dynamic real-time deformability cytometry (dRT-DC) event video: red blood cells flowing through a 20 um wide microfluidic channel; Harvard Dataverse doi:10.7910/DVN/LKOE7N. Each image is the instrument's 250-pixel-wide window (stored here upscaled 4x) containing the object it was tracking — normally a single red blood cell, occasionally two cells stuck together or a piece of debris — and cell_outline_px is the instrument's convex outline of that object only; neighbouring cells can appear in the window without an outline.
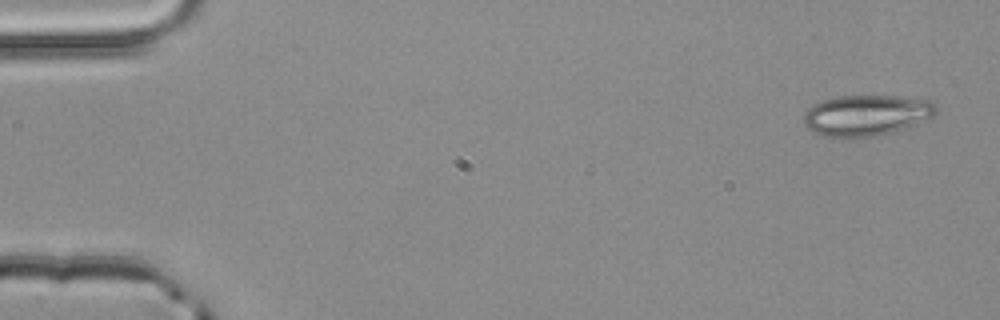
{"species": "common noctule bat (a hibernating species)", "species_latin": "Nyctalus noctula", "temperature_condition": "room temperature", "stored_images_in_passage": 3, "camera_frame_rate_fps": 3000, "um_per_image_px": 0.085, "animal": {"sex": "male", "body_mass_g": 20.4}, "frame": {"image": 1, "passage_image": 1, "time_ms": 0.0, "image_size_px": [1000, 320], "cell_outline_px": [[940, 112], [936, 116], [916, 124], [904, 128], [876, 136], [824, 136], [808, 128], [804, 124], [804, 112], [808, 108], [820, 100], [840, 96], [896, 96], [932, 100], [936, 104]], "centroid_in_image_um": [73.71, 9.77], "position_along_channel_um": 11.3, "area_um2": 31.5}}